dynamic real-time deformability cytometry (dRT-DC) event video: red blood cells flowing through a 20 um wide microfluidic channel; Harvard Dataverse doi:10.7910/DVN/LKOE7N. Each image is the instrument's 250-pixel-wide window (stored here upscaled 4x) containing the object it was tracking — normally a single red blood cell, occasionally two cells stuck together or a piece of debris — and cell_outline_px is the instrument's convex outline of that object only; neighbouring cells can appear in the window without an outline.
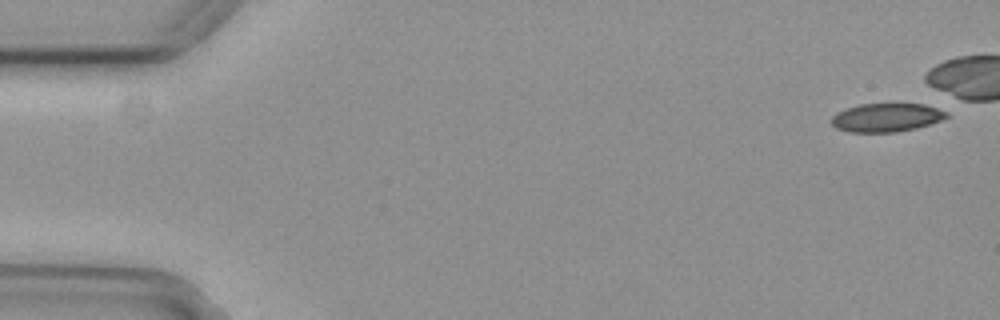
{"species": "common noctule bat (a hibernating species)", "species_latin": "Nyctalus noctula", "temperature_condition": "cold", "stored_images_in_passage": 10, "camera_frame_rate_fps": 3000, "um_per_image_px": 0.085, "animal": {"sex": "female", "body_mass_g": 29.2, "forearm_length_mm": 56.3}, "frame": {"image": 1, "passage_image": 2, "time_ms": 0.333, "image_size_px": [1000, 320], "cell_outline_px": [[948, 116], [940, 120], [916, 128], [896, 132], [848, 132], [836, 128], [832, 124], [832, 116], [836, 112], [860, 104], [924, 104], [948, 108]], "centroid_in_image_um": [75.4, 9.98], "position_along_channel_um": 9.6, "area_um2": 19.31}}